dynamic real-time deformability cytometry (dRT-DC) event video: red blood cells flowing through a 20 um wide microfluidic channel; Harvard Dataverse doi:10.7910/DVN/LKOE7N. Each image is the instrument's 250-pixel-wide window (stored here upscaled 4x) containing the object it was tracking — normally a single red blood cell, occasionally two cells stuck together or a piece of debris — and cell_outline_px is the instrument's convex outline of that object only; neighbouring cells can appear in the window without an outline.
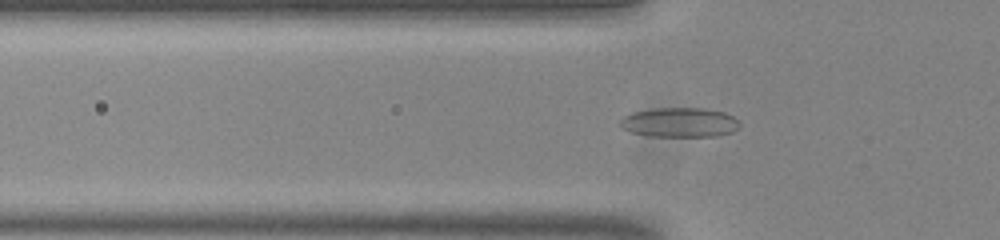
{"species": "common noctule bat (a hibernating species)", "species_latin": "Nyctalus noctula", "temperature_condition": "room temperature", "stored_images_in_passage": 53, "camera_frame_rate_fps": 3000, "um_per_image_px": 0.085, "animal": {"sex": "male", "body_mass_g": 20.0, "forearm_length_mm": 53.3}, "frame": {"image": 1, "passage_image": 17, "time_ms": 5.333, "image_size_px": [1000, 240], "cell_outline_px": [[740, 128], [732, 132], [716, 136], [648, 136], [632, 132], [620, 128], [620, 120], [624, 116], [632, 112], [652, 108], [704, 108], [724, 112], [732, 116], [740, 124]], "centroid_in_image_um": [57.75, 10.4], "position_along_channel_um": 68.0, "area_um2": 20.69}}
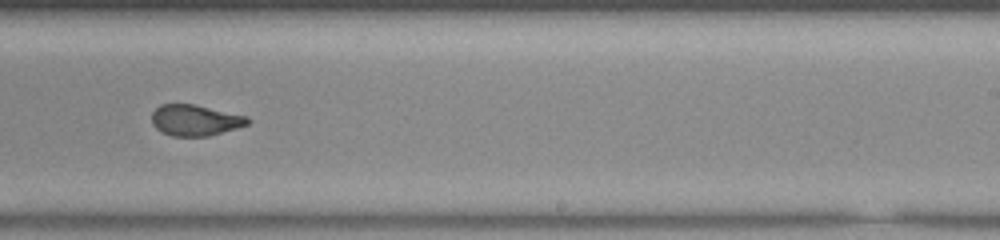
{"frame": {"image": 2, "passage_image": 33, "time_ms": 10.667, "image_size_px": [1000, 240], "cell_outline_px": [[252, 120], [248, 124], [236, 128], [208, 136], [172, 136], [160, 132], [152, 124], [152, 112], [160, 104], [196, 104], [248, 116]], "centroid_in_image_um": [16.59, 10.21], "position_along_channel_um": 272.4, "area_um2": 17.51}}
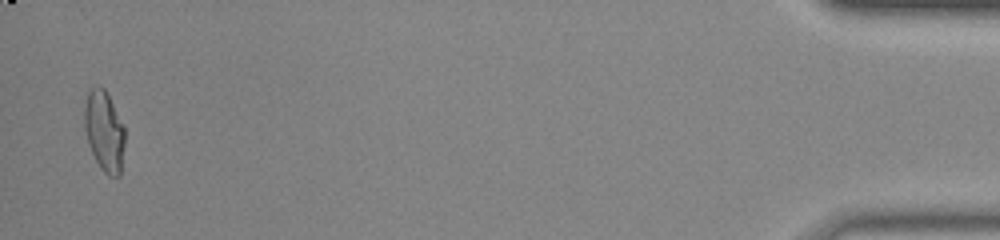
{"frame": {"image": 3, "passage_image": 52, "time_ms": 17.0, "image_size_px": [1000, 240], "cell_outline_px": [[124, 144], [120, 176], [108, 176], [100, 168], [88, 144], [84, 128], [84, 108], [88, 92], [96, 84], [104, 88], [124, 124]], "centroid_in_image_um": [8.86, 11.14], "position_along_channel_um": 426.3, "area_um2": 19.02}, "authors_computed_cell_mechanics": {"area_um2": 18.7272, "velocity_mm_per_s": 3.832, "shape_relaxation_time_tau1_ms": null, "shape_relaxation_time_tau2_ms": 1.0255, "deformation_change_tau1": null, "deformation_change_tau2": 0.0685}}